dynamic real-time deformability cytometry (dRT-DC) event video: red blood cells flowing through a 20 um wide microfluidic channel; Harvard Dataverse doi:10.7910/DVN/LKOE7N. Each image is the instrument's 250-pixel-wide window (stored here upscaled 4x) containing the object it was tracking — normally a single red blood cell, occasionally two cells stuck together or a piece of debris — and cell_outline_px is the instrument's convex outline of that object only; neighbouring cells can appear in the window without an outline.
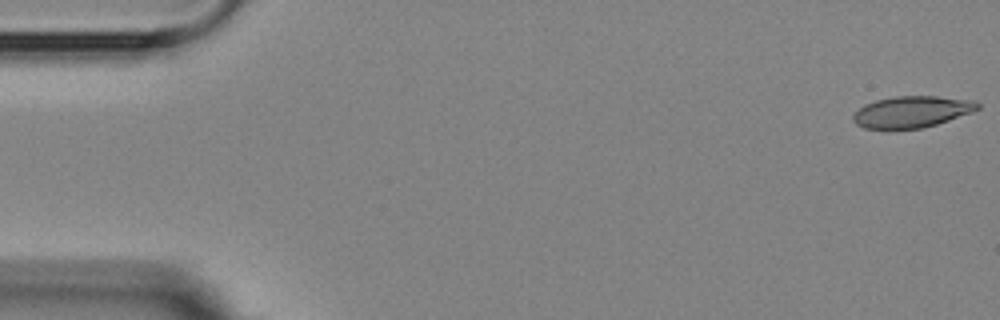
{"species": "Egyptian fruit bat (a non-hibernating species)", "species_latin": "Rousettus aegyptiacus", "temperature_condition": "room temperature", "stored_images_in_passage": 5, "camera_frame_rate_fps": 3000, "um_per_image_px": 0.085, "animal": {"sex": "female"}, "frame": {"image": 1, "passage_image": 1, "time_ms": 0.0, "image_size_px": [1000, 320], "cell_outline_px": [[980, 108], [972, 112], [936, 124], [920, 128], [888, 132], [864, 128], [856, 124], [852, 120], [852, 116], [864, 104], [876, 100], [896, 96], [936, 96], [976, 100], [980, 104]], "centroid_in_image_um": [77.46, 9.54], "position_along_channel_um": 7.5, "area_um2": 23.47}}